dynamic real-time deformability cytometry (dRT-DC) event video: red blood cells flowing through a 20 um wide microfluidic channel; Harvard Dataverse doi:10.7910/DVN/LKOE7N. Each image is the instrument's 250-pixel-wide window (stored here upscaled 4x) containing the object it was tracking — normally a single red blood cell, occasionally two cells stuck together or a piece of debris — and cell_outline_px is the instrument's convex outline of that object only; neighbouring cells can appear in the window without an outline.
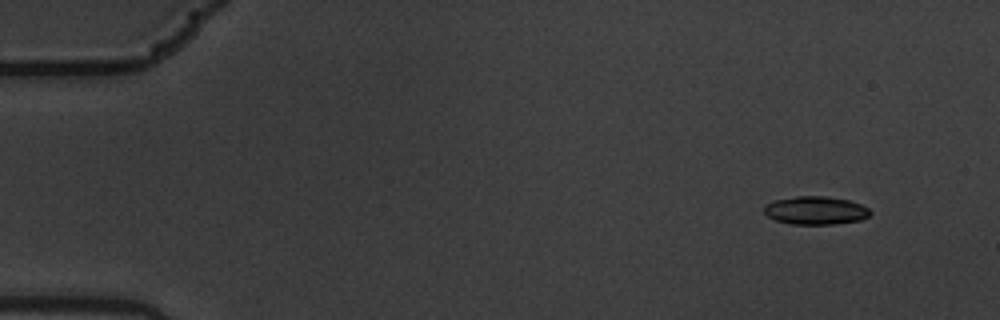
{"species": "common noctule bat (a hibernating species)", "species_latin": "Nyctalus noctula", "temperature_condition": "warm", "stored_images_in_passage": 5, "camera_frame_rate_fps": 3000, "um_per_image_px": 0.085, "animal": {"sex": "male", "body_mass_g": 19.5, "forearm_length_mm": 54.6}, "frame": {"image": 1, "passage_image": 1, "time_ms": 0.0, "image_size_px": [1000, 320], "cell_outline_px": [[872, 212], [868, 216], [860, 220], [832, 224], [792, 224], [776, 220], [768, 216], [764, 212], [764, 208], [768, 204], [776, 200], [796, 196], [824, 196], [848, 200], [860, 204], [868, 208]], "centroid_in_image_um": [69.34, 17.89], "position_along_channel_um": 15.7, "area_um2": 17.17}}